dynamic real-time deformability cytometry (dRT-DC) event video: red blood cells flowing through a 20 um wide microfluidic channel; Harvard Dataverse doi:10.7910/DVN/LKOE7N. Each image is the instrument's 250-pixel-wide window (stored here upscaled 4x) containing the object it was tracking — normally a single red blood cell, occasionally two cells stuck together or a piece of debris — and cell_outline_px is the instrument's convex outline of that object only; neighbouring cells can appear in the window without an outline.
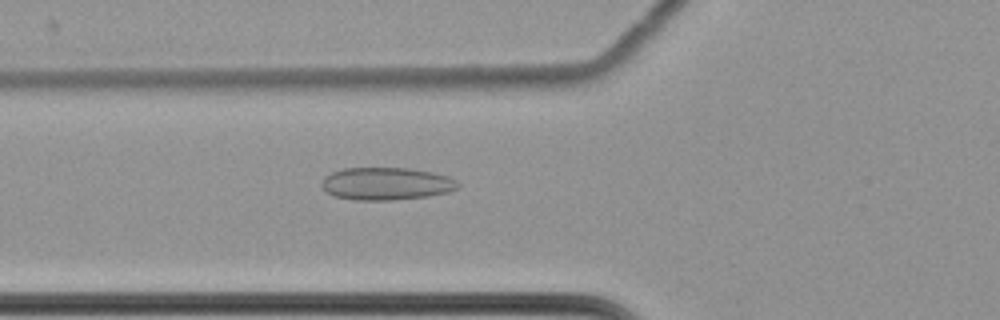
{"species": "common noctule bat (a hibernating species)", "species_latin": "Nyctalus noctula", "temperature_condition": "cold", "stored_images_in_passage": 44, "camera_frame_rate_fps": 3000, "um_per_image_px": 0.085, "animal": {"sex": "female", "body_mass_g": 22.7, "forearm_length_mm": 54.2}, "frame": {"image": 1, "passage_image": 7, "time_ms": 2.0, "image_size_px": [1000, 320], "cell_outline_px": [[460, 188], [448, 192], [428, 196], [392, 200], [352, 200], [332, 196], [320, 184], [324, 176], [332, 172], [344, 168], [408, 168], [432, 172], [448, 176], [456, 180], [460, 184]], "centroid_in_image_um": [32.84, 15.62], "position_along_channel_um": 93.0, "area_um2": 26.07}}
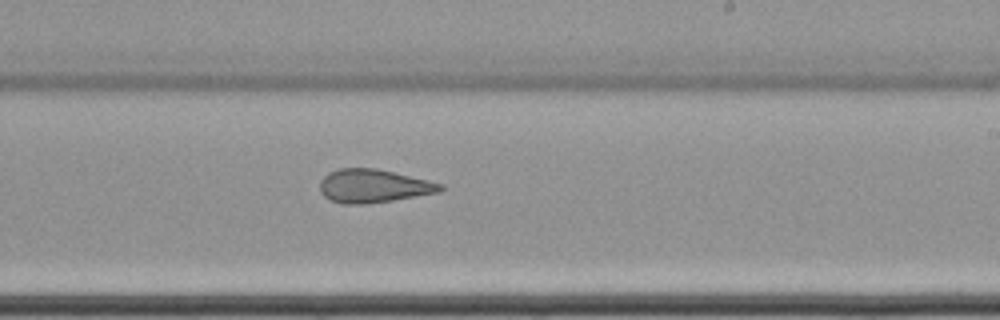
{"frame": {"image": 2, "passage_image": 21, "time_ms": 6.667, "image_size_px": [1000, 320], "cell_outline_px": [[444, 188], [440, 192], [392, 200], [364, 204], [344, 204], [332, 200], [324, 196], [320, 192], [320, 180], [328, 172], [340, 168], [376, 168], [428, 180], [444, 184]], "centroid_in_image_um": [31.73, 15.8], "position_along_channel_um": 257.3, "area_um2": 23.35}}
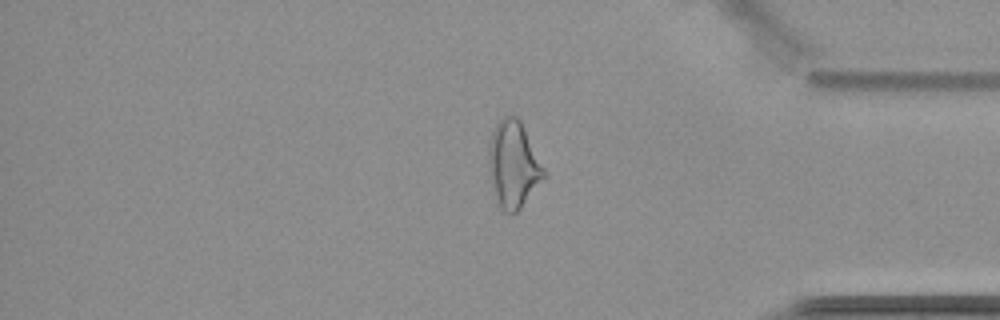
{"frame": {"image": 3, "passage_image": 34, "time_ms": 11.0, "image_size_px": [1000, 320], "cell_outline_px": [[544, 176], [520, 208], [516, 212], [504, 212], [500, 208], [496, 196], [488, 168], [488, 144], [492, 132], [496, 124], [504, 116], [516, 116], [520, 120], [544, 168]], "centroid_in_image_um": [43.6, 13.95], "position_along_channel_um": 391.6, "area_um2": 27.11}, "authors_computed_cell_mechanics": {"area_um2": 25.143, "velocity_mm_per_s": 3.5143, "shape_relaxation_time_tau1_ms": null, "shape_relaxation_time_tau2_ms": 1.8813, "deformation_change_tau1": null, "deformation_change_tau2": 0.0901}}